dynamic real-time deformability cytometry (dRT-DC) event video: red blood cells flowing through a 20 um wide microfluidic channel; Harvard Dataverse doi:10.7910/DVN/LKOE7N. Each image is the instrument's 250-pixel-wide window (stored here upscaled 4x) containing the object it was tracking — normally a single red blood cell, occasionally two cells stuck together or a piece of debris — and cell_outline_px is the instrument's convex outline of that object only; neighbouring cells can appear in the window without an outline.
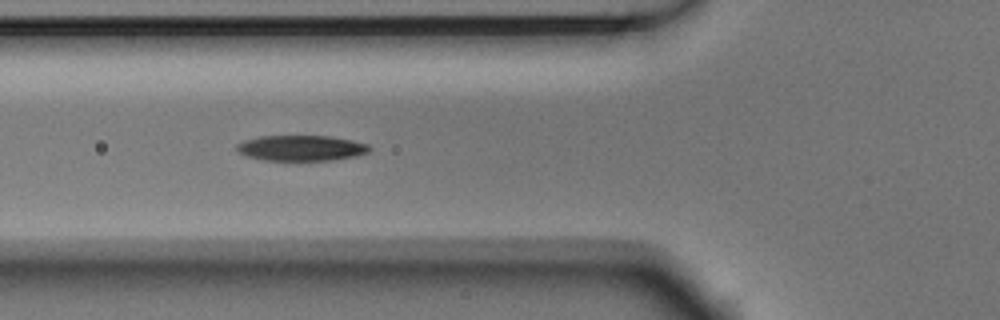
{"species": "Egyptian fruit bat (a non-hibernating species)", "species_latin": "Rousettus aegyptiacus", "temperature_condition": "room temperature", "stored_images_in_passage": 5, "camera_frame_rate_fps": 3000, "um_per_image_px": 0.085, "animal": {"sex": "male"}, "frame": {"image": 1, "passage_image": 5, "time_ms": 1.333, "image_size_px": [1000, 320], "cell_outline_px": [[372, 148], [368, 152], [356, 156], [328, 160], [264, 160], [244, 156], [236, 152], [236, 144], [244, 140], [260, 136], [328, 136], [352, 140], [368, 144]], "centroid_in_image_um": [25.55, 12.58], "position_along_channel_um": 100.2, "area_um2": 19.83}}